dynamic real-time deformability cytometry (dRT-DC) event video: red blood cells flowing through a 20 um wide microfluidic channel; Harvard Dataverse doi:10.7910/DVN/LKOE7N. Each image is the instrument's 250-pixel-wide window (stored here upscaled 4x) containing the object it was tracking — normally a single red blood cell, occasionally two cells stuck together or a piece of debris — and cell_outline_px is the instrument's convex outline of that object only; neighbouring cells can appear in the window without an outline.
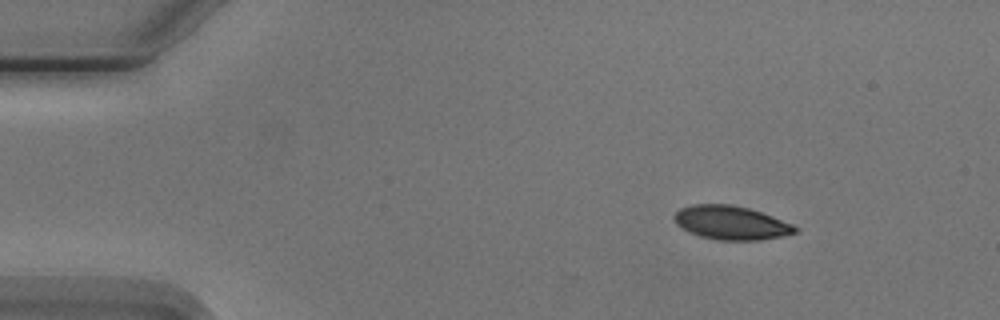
{"species": "Egyptian fruit bat (a non-hibernating species)", "species_latin": "Rousettus aegyptiacus", "temperature_condition": "cold", "stored_images_in_passage": 9, "camera_frame_rate_fps": 3000, "um_per_image_px": 0.085, "animal": {"sex": "male"}, "frame": {"image": 1, "passage_image": 1, "time_ms": 0.0, "image_size_px": [1000, 320], "cell_outline_px": [[800, 228], [796, 232], [780, 236], [760, 240], [716, 240], [700, 236], [688, 232], [676, 224], [672, 216], [680, 208], [692, 204], [732, 204], [748, 208], [772, 216], [792, 224]], "centroid_in_image_um": [62.1, 18.93], "position_along_channel_um": 22.9, "area_um2": 23.81}}
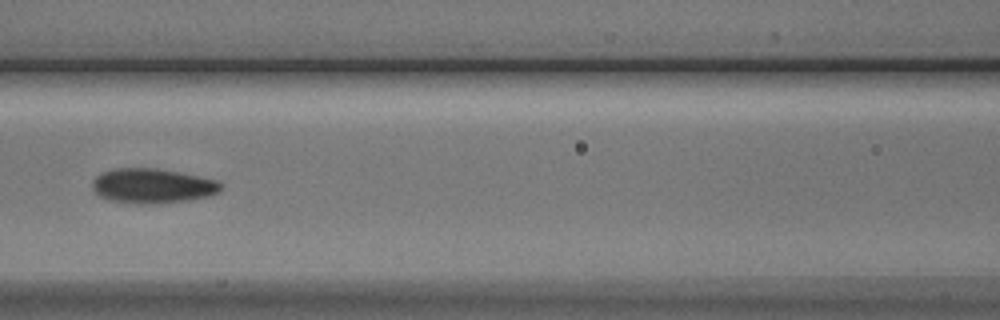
{"frame": {"image": 2, "passage_image": 6, "time_ms": 5.667, "image_size_px": [1000, 320], "cell_outline_px": [[224, 188], [220, 192], [208, 196], [188, 200], [156, 204], [136, 204], [108, 200], [100, 196], [92, 188], [92, 180], [100, 172], [116, 168], [156, 168], [180, 172], [216, 180], [224, 184]], "centroid_in_image_um": [12.96, 15.8], "position_along_channel_um": 153.6, "area_um2": 26.36}}
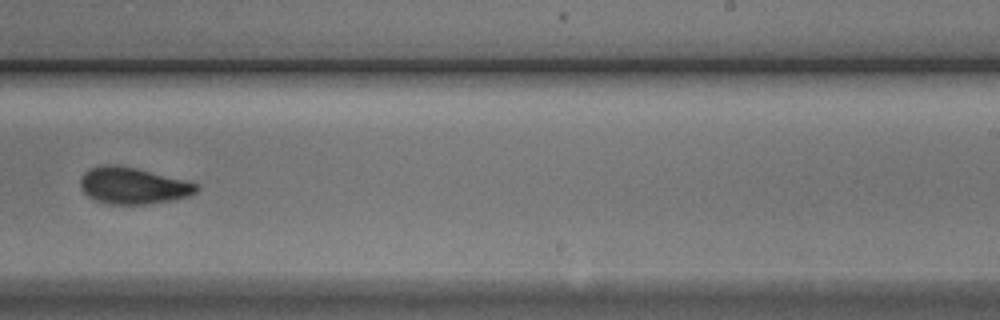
{"frame": {"image": 3, "passage_image": 9, "time_ms": 9.0, "image_size_px": [1000, 320], "cell_outline_px": [[200, 188], [192, 196], [172, 200], [144, 204], [108, 204], [92, 200], [80, 188], [80, 176], [88, 168], [104, 164], [116, 164], [136, 168], [200, 184]], "centroid_in_image_um": [11.28, 15.78], "position_along_channel_um": 277.7, "area_um2": 25.09}}